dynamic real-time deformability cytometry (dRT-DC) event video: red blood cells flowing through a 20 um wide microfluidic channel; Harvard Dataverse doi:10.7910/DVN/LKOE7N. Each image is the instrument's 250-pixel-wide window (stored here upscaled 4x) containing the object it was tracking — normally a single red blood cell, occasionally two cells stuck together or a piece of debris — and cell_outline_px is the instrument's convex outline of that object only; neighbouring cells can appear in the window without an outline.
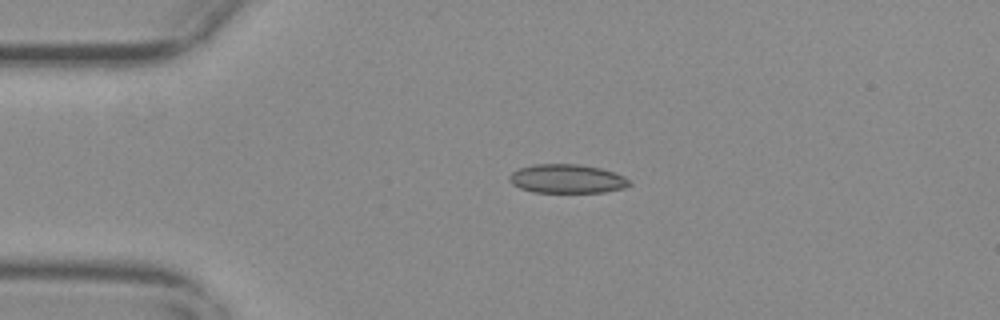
{"species": "common noctule bat (a hibernating species)", "species_latin": "Nyctalus noctula", "temperature_condition": "warm", "stored_images_in_passage": 32, "camera_frame_rate_fps": 3000, "um_per_image_px": 0.085, "animal": {"sex": "female", "body_mass_g": 29.2, "forearm_length_mm": 56.3}, "frame": {"image": 1, "passage_image": 1, "time_ms": 0.0, "image_size_px": [1000, 320], "cell_outline_px": [[632, 184], [624, 188], [604, 192], [532, 192], [520, 188], [512, 184], [508, 180], [508, 176], [516, 168], [532, 164], [576, 164], [600, 168], [624, 176]], "centroid_in_image_um": [48.14, 15.19], "position_along_channel_um": 36.9, "area_um2": 20.29}}
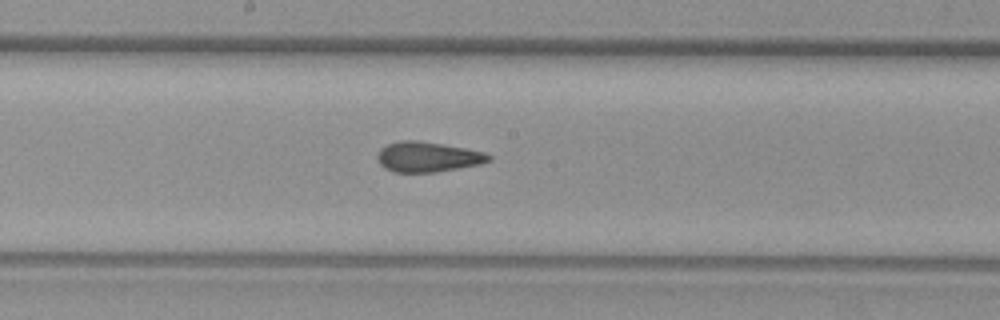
{"frame": {"image": 2, "passage_image": 18, "time_ms": 5.667, "image_size_px": [1000, 320], "cell_outline_px": [[492, 160], [480, 164], [436, 172], [392, 172], [384, 168], [380, 164], [376, 156], [380, 148], [388, 144], [400, 140], [416, 140], [464, 148], [484, 152], [492, 156]], "centroid_in_image_um": [36.33, 13.34], "position_along_channel_um": 211.9, "area_um2": 19.54}}
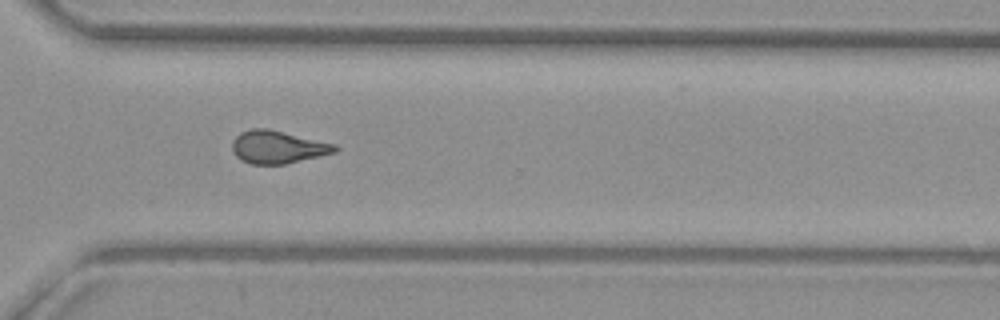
{"frame": {"image": 3, "passage_image": 29, "time_ms": 9.333, "image_size_px": [1000, 320], "cell_outline_px": [[340, 148], [336, 152], [320, 156], [284, 164], [252, 164], [240, 160], [232, 152], [232, 140], [240, 132], [252, 128], [268, 128], [336, 144]], "centroid_in_image_um": [23.6, 12.49], "position_along_channel_um": 347.0, "area_um2": 19.77}, "authors_computed_cell_mechanics": {"area_um2": 19.6809, "velocity_mm_per_s": 3.6909, "shape_relaxation_time_tau1_ms": null, "shape_relaxation_time_tau2_ms": 2.2796, "deformation_change_tau1": null, "deformation_change_tau2": 0.081}}